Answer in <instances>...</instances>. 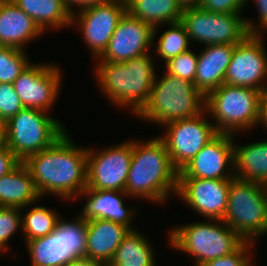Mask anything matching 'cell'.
Masks as SVG:
<instances>
[{
	"instance_id": "obj_1",
	"label": "cell",
	"mask_w": 267,
	"mask_h": 266,
	"mask_svg": "<svg viewBox=\"0 0 267 266\" xmlns=\"http://www.w3.org/2000/svg\"><path fill=\"white\" fill-rule=\"evenodd\" d=\"M67 133L22 162L41 197L51 193L72 201L87 187V147L76 146Z\"/></svg>"
},
{
	"instance_id": "obj_2",
	"label": "cell",
	"mask_w": 267,
	"mask_h": 266,
	"mask_svg": "<svg viewBox=\"0 0 267 266\" xmlns=\"http://www.w3.org/2000/svg\"><path fill=\"white\" fill-rule=\"evenodd\" d=\"M133 139V153L125 193L133 198L163 203L177 193L178 171L171 163L165 143L159 138L139 142Z\"/></svg>"
},
{
	"instance_id": "obj_3",
	"label": "cell",
	"mask_w": 267,
	"mask_h": 266,
	"mask_svg": "<svg viewBox=\"0 0 267 266\" xmlns=\"http://www.w3.org/2000/svg\"><path fill=\"white\" fill-rule=\"evenodd\" d=\"M150 53L126 62H101L97 60L96 79L99 88L115 106L131 108L137 117L146 107L156 70Z\"/></svg>"
},
{
	"instance_id": "obj_4",
	"label": "cell",
	"mask_w": 267,
	"mask_h": 266,
	"mask_svg": "<svg viewBox=\"0 0 267 266\" xmlns=\"http://www.w3.org/2000/svg\"><path fill=\"white\" fill-rule=\"evenodd\" d=\"M160 79L156 75L146 107L137 117L163 126L198 116L205 110V97L194 83L166 71Z\"/></svg>"
},
{
	"instance_id": "obj_5",
	"label": "cell",
	"mask_w": 267,
	"mask_h": 266,
	"mask_svg": "<svg viewBox=\"0 0 267 266\" xmlns=\"http://www.w3.org/2000/svg\"><path fill=\"white\" fill-rule=\"evenodd\" d=\"M207 221L176 225L169 231V244L193 256L195 266L229 255L244 242L223 220Z\"/></svg>"
},
{
	"instance_id": "obj_6",
	"label": "cell",
	"mask_w": 267,
	"mask_h": 266,
	"mask_svg": "<svg viewBox=\"0 0 267 266\" xmlns=\"http://www.w3.org/2000/svg\"><path fill=\"white\" fill-rule=\"evenodd\" d=\"M260 96L259 90L223 83L205 97V110L218 133L235 135L259 123Z\"/></svg>"
},
{
	"instance_id": "obj_7",
	"label": "cell",
	"mask_w": 267,
	"mask_h": 266,
	"mask_svg": "<svg viewBox=\"0 0 267 266\" xmlns=\"http://www.w3.org/2000/svg\"><path fill=\"white\" fill-rule=\"evenodd\" d=\"M263 184L232 178L223 221L244 241L256 242L267 234Z\"/></svg>"
},
{
	"instance_id": "obj_8",
	"label": "cell",
	"mask_w": 267,
	"mask_h": 266,
	"mask_svg": "<svg viewBox=\"0 0 267 266\" xmlns=\"http://www.w3.org/2000/svg\"><path fill=\"white\" fill-rule=\"evenodd\" d=\"M47 113L36 108H24L6 122L5 144L21 162L47 149L66 132L63 122Z\"/></svg>"
},
{
	"instance_id": "obj_9",
	"label": "cell",
	"mask_w": 267,
	"mask_h": 266,
	"mask_svg": "<svg viewBox=\"0 0 267 266\" xmlns=\"http://www.w3.org/2000/svg\"><path fill=\"white\" fill-rule=\"evenodd\" d=\"M86 221L76 215L74 221L61 219L45 237L25 241L31 266H65L71 260L86 257Z\"/></svg>"
},
{
	"instance_id": "obj_10",
	"label": "cell",
	"mask_w": 267,
	"mask_h": 266,
	"mask_svg": "<svg viewBox=\"0 0 267 266\" xmlns=\"http://www.w3.org/2000/svg\"><path fill=\"white\" fill-rule=\"evenodd\" d=\"M241 13H213L201 8L183 10L180 22L191 41L204 45L238 44L250 33Z\"/></svg>"
},
{
	"instance_id": "obj_11",
	"label": "cell",
	"mask_w": 267,
	"mask_h": 266,
	"mask_svg": "<svg viewBox=\"0 0 267 266\" xmlns=\"http://www.w3.org/2000/svg\"><path fill=\"white\" fill-rule=\"evenodd\" d=\"M206 110L189 119H179L164 124L166 134L159 138L165 143L170 160L179 172L218 132L215 122L206 118Z\"/></svg>"
},
{
	"instance_id": "obj_12",
	"label": "cell",
	"mask_w": 267,
	"mask_h": 266,
	"mask_svg": "<svg viewBox=\"0 0 267 266\" xmlns=\"http://www.w3.org/2000/svg\"><path fill=\"white\" fill-rule=\"evenodd\" d=\"M133 153V139L94 151L87 148V187L125 191Z\"/></svg>"
},
{
	"instance_id": "obj_13",
	"label": "cell",
	"mask_w": 267,
	"mask_h": 266,
	"mask_svg": "<svg viewBox=\"0 0 267 266\" xmlns=\"http://www.w3.org/2000/svg\"><path fill=\"white\" fill-rule=\"evenodd\" d=\"M261 34H249L236 44L224 84L247 87L259 91L267 89V51ZM266 84V85H265Z\"/></svg>"
},
{
	"instance_id": "obj_14",
	"label": "cell",
	"mask_w": 267,
	"mask_h": 266,
	"mask_svg": "<svg viewBox=\"0 0 267 266\" xmlns=\"http://www.w3.org/2000/svg\"><path fill=\"white\" fill-rule=\"evenodd\" d=\"M126 12V3L114 0L79 11L73 9L71 24L81 27L82 38L96 60L106 50L116 26Z\"/></svg>"
},
{
	"instance_id": "obj_15",
	"label": "cell",
	"mask_w": 267,
	"mask_h": 266,
	"mask_svg": "<svg viewBox=\"0 0 267 266\" xmlns=\"http://www.w3.org/2000/svg\"><path fill=\"white\" fill-rule=\"evenodd\" d=\"M61 71L54 64L29 63L13 82L23 106L49 112L61 89Z\"/></svg>"
},
{
	"instance_id": "obj_16",
	"label": "cell",
	"mask_w": 267,
	"mask_h": 266,
	"mask_svg": "<svg viewBox=\"0 0 267 266\" xmlns=\"http://www.w3.org/2000/svg\"><path fill=\"white\" fill-rule=\"evenodd\" d=\"M234 136L218 133L178 172V178H234Z\"/></svg>"
},
{
	"instance_id": "obj_17",
	"label": "cell",
	"mask_w": 267,
	"mask_h": 266,
	"mask_svg": "<svg viewBox=\"0 0 267 266\" xmlns=\"http://www.w3.org/2000/svg\"><path fill=\"white\" fill-rule=\"evenodd\" d=\"M231 180L178 178L177 196L208 220H223Z\"/></svg>"
},
{
	"instance_id": "obj_18",
	"label": "cell",
	"mask_w": 267,
	"mask_h": 266,
	"mask_svg": "<svg viewBox=\"0 0 267 266\" xmlns=\"http://www.w3.org/2000/svg\"><path fill=\"white\" fill-rule=\"evenodd\" d=\"M153 27L127 12L120 19L108 46L98 58L101 62L122 63L149 52L153 43Z\"/></svg>"
},
{
	"instance_id": "obj_19",
	"label": "cell",
	"mask_w": 267,
	"mask_h": 266,
	"mask_svg": "<svg viewBox=\"0 0 267 266\" xmlns=\"http://www.w3.org/2000/svg\"><path fill=\"white\" fill-rule=\"evenodd\" d=\"M235 46L236 44L205 45L198 53L194 85L204 97L224 83Z\"/></svg>"
},
{
	"instance_id": "obj_20",
	"label": "cell",
	"mask_w": 267,
	"mask_h": 266,
	"mask_svg": "<svg viewBox=\"0 0 267 266\" xmlns=\"http://www.w3.org/2000/svg\"><path fill=\"white\" fill-rule=\"evenodd\" d=\"M87 196L83 213H80L85 221L92 219H105L120 223L130 230L134 212L124 206L121 196H128L125 191L94 190L86 187L79 197Z\"/></svg>"
},
{
	"instance_id": "obj_21",
	"label": "cell",
	"mask_w": 267,
	"mask_h": 266,
	"mask_svg": "<svg viewBox=\"0 0 267 266\" xmlns=\"http://www.w3.org/2000/svg\"><path fill=\"white\" fill-rule=\"evenodd\" d=\"M86 257L109 264L116 249L130 229L120 223L105 219L86 221Z\"/></svg>"
},
{
	"instance_id": "obj_22",
	"label": "cell",
	"mask_w": 267,
	"mask_h": 266,
	"mask_svg": "<svg viewBox=\"0 0 267 266\" xmlns=\"http://www.w3.org/2000/svg\"><path fill=\"white\" fill-rule=\"evenodd\" d=\"M42 33L35 21L11 0L0 4V46L25 50V44Z\"/></svg>"
},
{
	"instance_id": "obj_23",
	"label": "cell",
	"mask_w": 267,
	"mask_h": 266,
	"mask_svg": "<svg viewBox=\"0 0 267 266\" xmlns=\"http://www.w3.org/2000/svg\"><path fill=\"white\" fill-rule=\"evenodd\" d=\"M41 199L27 167L21 162L0 178V207L25 208Z\"/></svg>"
},
{
	"instance_id": "obj_24",
	"label": "cell",
	"mask_w": 267,
	"mask_h": 266,
	"mask_svg": "<svg viewBox=\"0 0 267 266\" xmlns=\"http://www.w3.org/2000/svg\"><path fill=\"white\" fill-rule=\"evenodd\" d=\"M234 178L267 183V140L237 146L234 144Z\"/></svg>"
},
{
	"instance_id": "obj_25",
	"label": "cell",
	"mask_w": 267,
	"mask_h": 266,
	"mask_svg": "<svg viewBox=\"0 0 267 266\" xmlns=\"http://www.w3.org/2000/svg\"><path fill=\"white\" fill-rule=\"evenodd\" d=\"M126 11L154 28L153 42L159 25L179 22L183 13L178 0H128Z\"/></svg>"
},
{
	"instance_id": "obj_26",
	"label": "cell",
	"mask_w": 267,
	"mask_h": 266,
	"mask_svg": "<svg viewBox=\"0 0 267 266\" xmlns=\"http://www.w3.org/2000/svg\"><path fill=\"white\" fill-rule=\"evenodd\" d=\"M29 15L40 29H59L71 26L72 14L63 0H11ZM49 28V29H48Z\"/></svg>"
},
{
	"instance_id": "obj_27",
	"label": "cell",
	"mask_w": 267,
	"mask_h": 266,
	"mask_svg": "<svg viewBox=\"0 0 267 266\" xmlns=\"http://www.w3.org/2000/svg\"><path fill=\"white\" fill-rule=\"evenodd\" d=\"M152 245L140 231L130 230L107 266H155Z\"/></svg>"
},
{
	"instance_id": "obj_28",
	"label": "cell",
	"mask_w": 267,
	"mask_h": 266,
	"mask_svg": "<svg viewBox=\"0 0 267 266\" xmlns=\"http://www.w3.org/2000/svg\"><path fill=\"white\" fill-rule=\"evenodd\" d=\"M59 215L56 211L34 205L32 209L22 215V231L25 241L45 237L51 234L58 223Z\"/></svg>"
},
{
	"instance_id": "obj_29",
	"label": "cell",
	"mask_w": 267,
	"mask_h": 266,
	"mask_svg": "<svg viewBox=\"0 0 267 266\" xmlns=\"http://www.w3.org/2000/svg\"><path fill=\"white\" fill-rule=\"evenodd\" d=\"M189 42L190 39L184 25L180 21L170 23L168 29L158 39L155 51L166 63L175 56L190 50Z\"/></svg>"
},
{
	"instance_id": "obj_30",
	"label": "cell",
	"mask_w": 267,
	"mask_h": 266,
	"mask_svg": "<svg viewBox=\"0 0 267 266\" xmlns=\"http://www.w3.org/2000/svg\"><path fill=\"white\" fill-rule=\"evenodd\" d=\"M25 50L0 46V83L13 82L30 63Z\"/></svg>"
},
{
	"instance_id": "obj_31",
	"label": "cell",
	"mask_w": 267,
	"mask_h": 266,
	"mask_svg": "<svg viewBox=\"0 0 267 266\" xmlns=\"http://www.w3.org/2000/svg\"><path fill=\"white\" fill-rule=\"evenodd\" d=\"M197 63L198 54L192 50H188L166 62V72L170 75L180 77L194 83Z\"/></svg>"
},
{
	"instance_id": "obj_32",
	"label": "cell",
	"mask_w": 267,
	"mask_h": 266,
	"mask_svg": "<svg viewBox=\"0 0 267 266\" xmlns=\"http://www.w3.org/2000/svg\"><path fill=\"white\" fill-rule=\"evenodd\" d=\"M21 211L22 208L17 207H0V252H7L10 238L22 229Z\"/></svg>"
},
{
	"instance_id": "obj_33",
	"label": "cell",
	"mask_w": 267,
	"mask_h": 266,
	"mask_svg": "<svg viewBox=\"0 0 267 266\" xmlns=\"http://www.w3.org/2000/svg\"><path fill=\"white\" fill-rule=\"evenodd\" d=\"M24 108L13 84L0 83V117L7 122Z\"/></svg>"
},
{
	"instance_id": "obj_34",
	"label": "cell",
	"mask_w": 267,
	"mask_h": 266,
	"mask_svg": "<svg viewBox=\"0 0 267 266\" xmlns=\"http://www.w3.org/2000/svg\"><path fill=\"white\" fill-rule=\"evenodd\" d=\"M254 244L244 241L231 254L208 261L201 266H252V257L249 252Z\"/></svg>"
},
{
	"instance_id": "obj_35",
	"label": "cell",
	"mask_w": 267,
	"mask_h": 266,
	"mask_svg": "<svg viewBox=\"0 0 267 266\" xmlns=\"http://www.w3.org/2000/svg\"><path fill=\"white\" fill-rule=\"evenodd\" d=\"M247 0H201L199 8L213 13H241Z\"/></svg>"
},
{
	"instance_id": "obj_36",
	"label": "cell",
	"mask_w": 267,
	"mask_h": 266,
	"mask_svg": "<svg viewBox=\"0 0 267 266\" xmlns=\"http://www.w3.org/2000/svg\"><path fill=\"white\" fill-rule=\"evenodd\" d=\"M249 1L250 0H247V3H249ZM254 2L259 11V26H256L253 21L247 19L246 26L250 34L262 35L263 31L264 33L267 31V0H254Z\"/></svg>"
},
{
	"instance_id": "obj_37",
	"label": "cell",
	"mask_w": 267,
	"mask_h": 266,
	"mask_svg": "<svg viewBox=\"0 0 267 266\" xmlns=\"http://www.w3.org/2000/svg\"><path fill=\"white\" fill-rule=\"evenodd\" d=\"M21 161L9 150L5 143L0 144V178L9 174Z\"/></svg>"
},
{
	"instance_id": "obj_38",
	"label": "cell",
	"mask_w": 267,
	"mask_h": 266,
	"mask_svg": "<svg viewBox=\"0 0 267 266\" xmlns=\"http://www.w3.org/2000/svg\"><path fill=\"white\" fill-rule=\"evenodd\" d=\"M65 6L69 9L70 13L72 14V5H74V7H79L76 10H81L90 6H94L97 4H102L107 2L108 0H63Z\"/></svg>"
},
{
	"instance_id": "obj_39",
	"label": "cell",
	"mask_w": 267,
	"mask_h": 266,
	"mask_svg": "<svg viewBox=\"0 0 267 266\" xmlns=\"http://www.w3.org/2000/svg\"><path fill=\"white\" fill-rule=\"evenodd\" d=\"M259 124H262L265 128L267 127V89L262 91L260 96Z\"/></svg>"
},
{
	"instance_id": "obj_40",
	"label": "cell",
	"mask_w": 267,
	"mask_h": 266,
	"mask_svg": "<svg viewBox=\"0 0 267 266\" xmlns=\"http://www.w3.org/2000/svg\"><path fill=\"white\" fill-rule=\"evenodd\" d=\"M65 266H107V264L92 260V259L87 258V257H80V258H76L74 260H71Z\"/></svg>"
},
{
	"instance_id": "obj_41",
	"label": "cell",
	"mask_w": 267,
	"mask_h": 266,
	"mask_svg": "<svg viewBox=\"0 0 267 266\" xmlns=\"http://www.w3.org/2000/svg\"><path fill=\"white\" fill-rule=\"evenodd\" d=\"M180 6L183 10L190 8H198L200 6L201 0H178Z\"/></svg>"
},
{
	"instance_id": "obj_42",
	"label": "cell",
	"mask_w": 267,
	"mask_h": 266,
	"mask_svg": "<svg viewBox=\"0 0 267 266\" xmlns=\"http://www.w3.org/2000/svg\"><path fill=\"white\" fill-rule=\"evenodd\" d=\"M6 138V122L0 117V144L5 143Z\"/></svg>"
},
{
	"instance_id": "obj_43",
	"label": "cell",
	"mask_w": 267,
	"mask_h": 266,
	"mask_svg": "<svg viewBox=\"0 0 267 266\" xmlns=\"http://www.w3.org/2000/svg\"><path fill=\"white\" fill-rule=\"evenodd\" d=\"M263 187H264V195H265L266 208H267V183L266 184H263ZM266 220H267V212H266Z\"/></svg>"
},
{
	"instance_id": "obj_44",
	"label": "cell",
	"mask_w": 267,
	"mask_h": 266,
	"mask_svg": "<svg viewBox=\"0 0 267 266\" xmlns=\"http://www.w3.org/2000/svg\"><path fill=\"white\" fill-rule=\"evenodd\" d=\"M7 1H9V0H0V4L5 3Z\"/></svg>"
},
{
	"instance_id": "obj_45",
	"label": "cell",
	"mask_w": 267,
	"mask_h": 266,
	"mask_svg": "<svg viewBox=\"0 0 267 266\" xmlns=\"http://www.w3.org/2000/svg\"><path fill=\"white\" fill-rule=\"evenodd\" d=\"M114 1H121V2L126 3L128 0H114Z\"/></svg>"
}]
</instances>
